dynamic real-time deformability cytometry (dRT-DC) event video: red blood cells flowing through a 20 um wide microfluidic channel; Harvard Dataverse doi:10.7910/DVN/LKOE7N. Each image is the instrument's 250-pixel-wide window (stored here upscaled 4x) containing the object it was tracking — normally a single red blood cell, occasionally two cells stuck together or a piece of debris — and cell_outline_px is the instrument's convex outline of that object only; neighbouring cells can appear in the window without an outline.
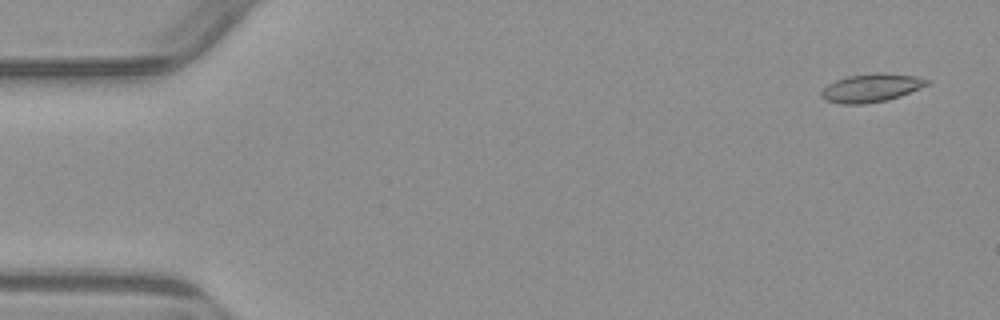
{"species": "common noctule bat (a hibernating species)", "species_latin": "Nyctalus noctula", "temperature_condition": "warm", "stored_images_in_passage": 7, "camera_frame_rate_fps": 3000, "um_per_image_px": 0.085, "animal": {"sex": "male", "body_mass_g": 23.1, "forearm_length_mm": 52.7}, "frame": {"image": 1, "passage_image": 1, "time_ms": 0.0, "image_size_px": [1000, 320], "cell_outline_px": [[932, 80], [928, 84], [920, 88], [900, 96], [888, 100], [864, 104], [840, 104], [824, 100], [820, 96], [820, 92], [828, 84], [836, 80], [848, 76], [872, 72], [884, 72], [916, 76]], "centroid_in_image_um": [74.05, 7.46], "position_along_channel_um": 10.9, "area_um2": 17.69}}
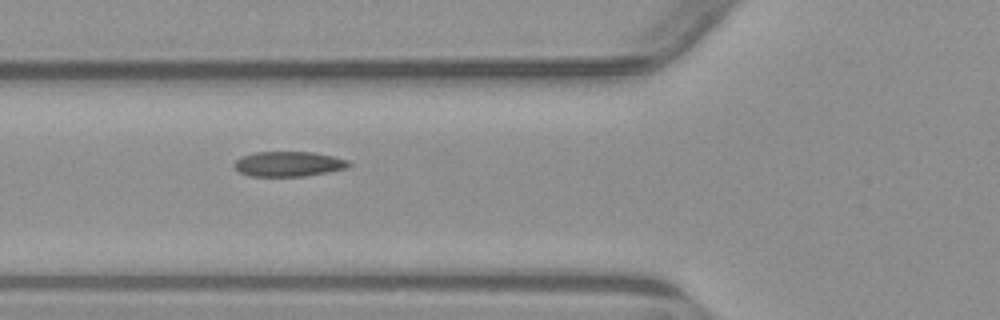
{"frame": {"image": 2, "passage_image": 6, "time_ms": 5.667, "image_size_px": [1000, 320], "cell_outline_px": [[352, 164], [348, 168], [328, 172], [304, 176], [248, 176], [240, 172], [232, 164], [240, 156], [256, 152], [312, 152], [332, 156], [348, 160]], "centroid_in_image_um": [24.52, 13.94], "position_along_channel_um": 101.3, "area_um2": 16.76}}
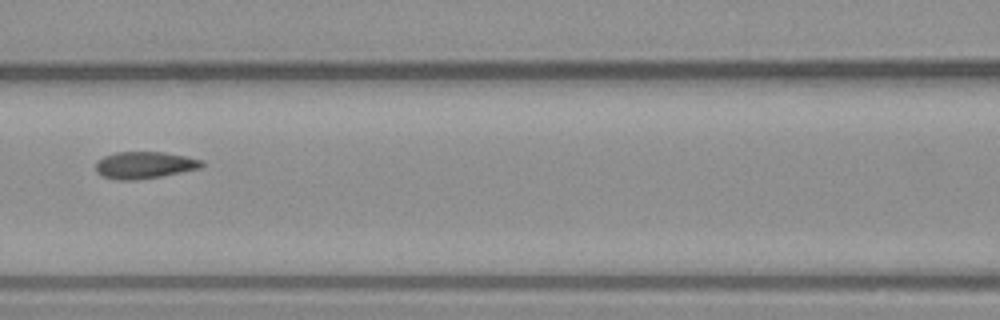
{"frame": {"image": 3, "passage_image": 7, "time_ms": 7.0, "image_size_px": [1000, 320], "cell_outline_px": [[204, 164], [200, 168], [160, 176], [132, 180], [116, 180], [104, 176], [96, 172], [96, 160], [104, 156], [116, 152], [164, 152], [188, 156], [204, 160]], "centroid_in_image_um": [12.28, 14.02], "position_along_channel_um": 154.3, "area_um2": 16.65}}